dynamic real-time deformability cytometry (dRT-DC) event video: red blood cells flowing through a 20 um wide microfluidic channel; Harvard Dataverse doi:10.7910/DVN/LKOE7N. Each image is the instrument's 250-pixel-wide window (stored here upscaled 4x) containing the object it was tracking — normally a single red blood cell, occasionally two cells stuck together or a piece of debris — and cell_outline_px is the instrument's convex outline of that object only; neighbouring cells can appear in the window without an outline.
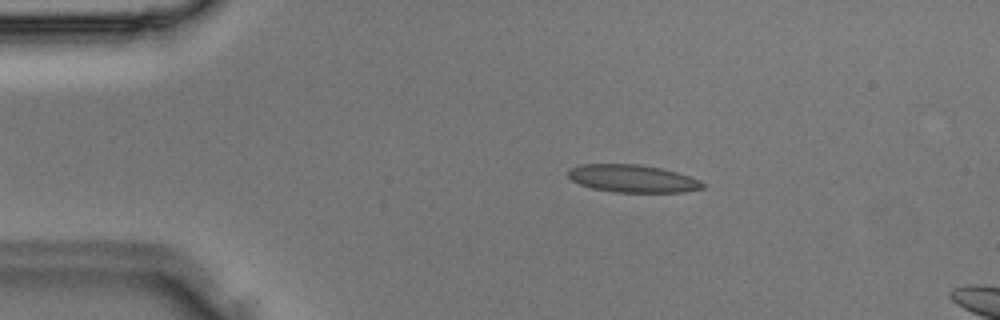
{"species": "Egyptian fruit bat (a non-hibernating species)", "species_latin": "Rousettus aegyptiacus", "temperature_condition": "room temperature", "stored_images_in_passage": 9, "camera_frame_rate_fps": 3000, "um_per_image_px": 0.085, "animal": {"sex": "male"}, "frame": {"image": 1, "passage_image": 6, "time_ms": 1.667, "image_size_px": [1000, 320], "cell_outline_px": [[704, 188], [684, 192], [616, 192], [592, 188], [580, 184], [572, 180], [568, 176], [568, 168], [584, 164], [640, 164], [660, 168], [676, 172], [700, 180], [704, 184]], "centroid_in_image_um": [53.76, 15.17], "position_along_channel_um": 31.2, "area_um2": 21.56}}